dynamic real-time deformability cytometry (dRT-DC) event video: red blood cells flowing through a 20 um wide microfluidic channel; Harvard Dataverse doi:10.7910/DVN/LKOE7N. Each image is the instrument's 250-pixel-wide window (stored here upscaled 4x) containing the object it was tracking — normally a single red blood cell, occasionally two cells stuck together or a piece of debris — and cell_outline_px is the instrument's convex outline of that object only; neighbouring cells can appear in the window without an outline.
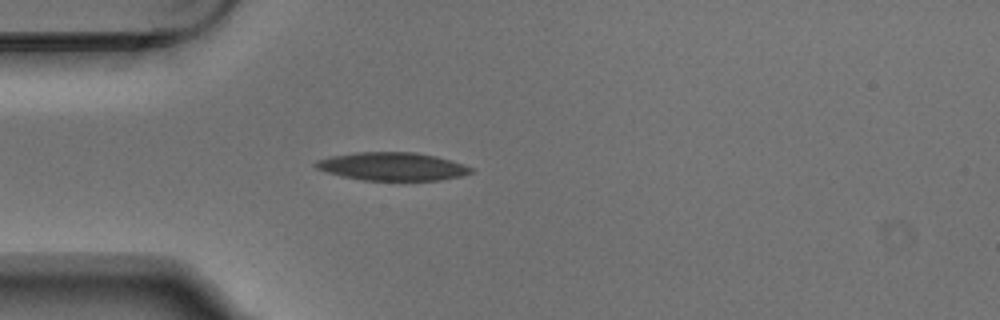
{"species": "Egyptian fruit bat (a non-hibernating species)", "species_latin": "Rousettus aegyptiacus", "temperature_condition": "warm", "stored_images_in_passage": 3, "camera_frame_rate_fps": 3000, "um_per_image_px": 0.085, "animal": {"sex": "male"}, "frame": {"image": 1, "passage_image": 3, "time_ms": 0.667, "image_size_px": [1000, 320], "cell_outline_px": [[472, 172], [460, 176], [440, 180], [364, 180], [344, 176], [328, 172], [316, 168], [312, 164], [316, 160], [328, 156], [352, 152], [416, 152], [436, 156], [452, 160], [464, 164], [472, 168]], "centroid_in_image_um": [33.32, 14.13], "position_along_channel_um": 51.7, "area_um2": 25.49}}